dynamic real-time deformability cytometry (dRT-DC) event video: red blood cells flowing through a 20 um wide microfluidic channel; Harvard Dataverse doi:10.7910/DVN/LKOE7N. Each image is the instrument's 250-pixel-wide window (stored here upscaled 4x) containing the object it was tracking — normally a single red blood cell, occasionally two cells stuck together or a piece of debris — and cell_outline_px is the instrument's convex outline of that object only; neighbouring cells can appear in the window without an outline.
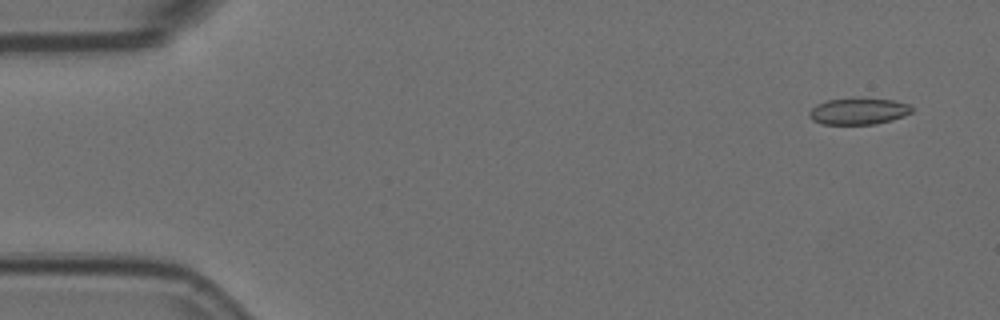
{"species": "Egyptian fruit bat (a non-hibernating species)", "species_latin": "Rousettus aegyptiacus", "temperature_condition": "room temperature", "stored_images_in_passage": 4, "camera_frame_rate_fps": 3000, "um_per_image_px": 0.085, "animal": {"sex": "female"}, "frame": {"image": 1, "passage_image": 1, "time_ms": 0.0, "image_size_px": [1000, 320], "cell_outline_px": [[912, 112], [904, 116], [892, 120], [876, 124], [820, 124], [812, 120], [808, 116], [808, 112], [816, 104], [828, 100], [852, 96], [860, 96], [892, 100], [908, 104], [912, 108]], "centroid_in_image_um": [72.94, 9.42], "position_along_channel_um": 12.1, "area_um2": 16.42}}
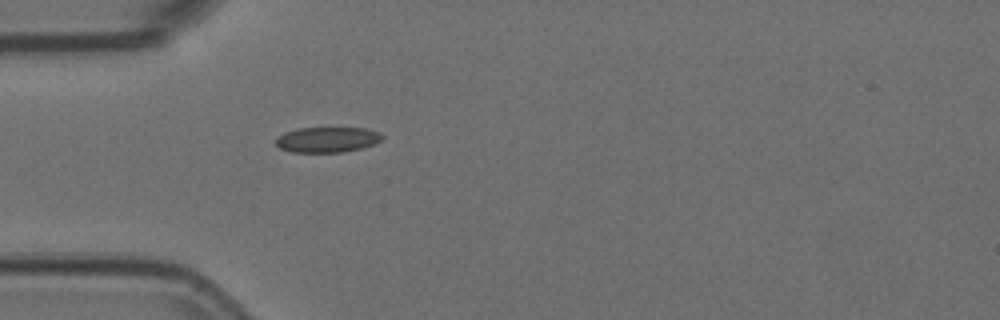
{"frame": {"image": 2, "passage_image": 4, "time_ms": 1.0, "image_size_px": [1000, 320], "cell_outline_px": [[384, 140], [360, 148], [344, 152], [292, 152], [280, 148], [276, 144], [276, 140], [284, 132], [296, 128], [364, 128], [380, 132], [384, 136]], "centroid_in_image_um": [27.84, 11.86], "position_along_channel_um": 57.2, "area_um2": 15.72}}